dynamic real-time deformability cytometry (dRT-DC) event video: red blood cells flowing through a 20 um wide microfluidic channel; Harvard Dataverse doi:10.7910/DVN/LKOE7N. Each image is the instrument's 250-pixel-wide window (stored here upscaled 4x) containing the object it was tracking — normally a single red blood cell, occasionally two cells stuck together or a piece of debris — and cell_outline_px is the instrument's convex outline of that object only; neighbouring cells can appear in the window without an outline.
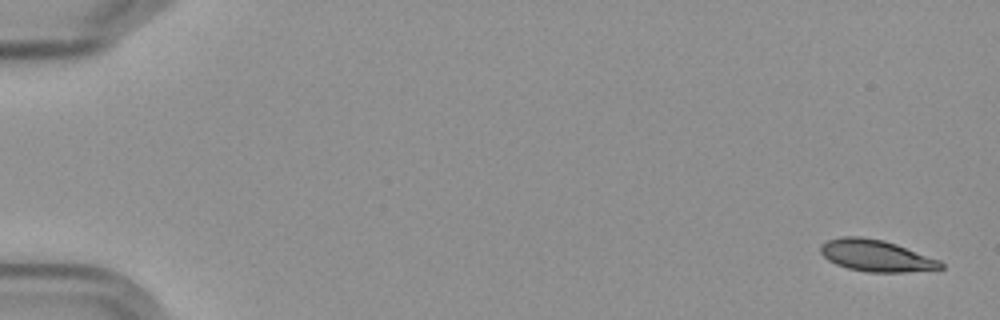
{"species": "Egyptian fruit bat (a non-hibernating species)", "species_latin": "Rousettus aegyptiacus", "temperature_condition": "cold", "stored_images_in_passage": 12, "camera_frame_rate_fps": 3000, "um_per_image_px": 0.085, "frame": {"image": 1, "passage_image": 1, "time_ms": 0.0, "image_size_px": [1000, 320], "cell_outline_px": [[944, 268], [904, 272], [868, 272], [848, 268], [836, 264], [828, 260], [820, 252], [820, 244], [828, 240], [840, 236], [860, 236], [884, 240], [896, 244], [940, 260], [944, 264]], "centroid_in_image_um": [74.45, 21.72], "position_along_channel_um": 10.6, "area_um2": 22.14}}